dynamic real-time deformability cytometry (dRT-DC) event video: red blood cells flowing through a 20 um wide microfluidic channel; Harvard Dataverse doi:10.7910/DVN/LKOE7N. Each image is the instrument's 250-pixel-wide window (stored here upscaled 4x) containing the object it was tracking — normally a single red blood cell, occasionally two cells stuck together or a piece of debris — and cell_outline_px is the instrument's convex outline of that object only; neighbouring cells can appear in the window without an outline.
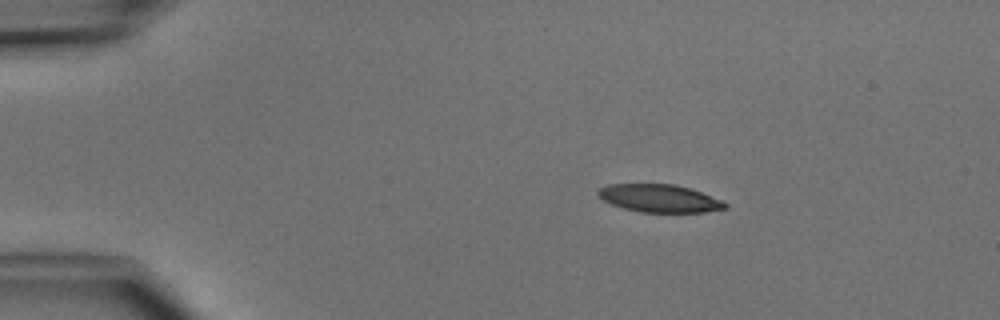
{"species": "common noctule bat (a hibernating species)", "species_latin": "Nyctalus noctula", "temperature_condition": "cold", "stored_images_in_passage": 4, "camera_frame_rate_fps": 3000, "um_per_image_px": 0.085, "animal": {"sex": "male", "body_mass_g": 15.6}, "frame": {"image": 1, "passage_image": 1, "time_ms": 0.0, "image_size_px": [1000, 320], "cell_outline_px": [[728, 208], [704, 212], [640, 212], [624, 208], [612, 204], [596, 196], [596, 192], [600, 188], [608, 184], [672, 184], [688, 188], [724, 200], [728, 204]], "centroid_in_image_um": [56.06, 16.86], "position_along_channel_um": 28.9, "area_um2": 20.58}}
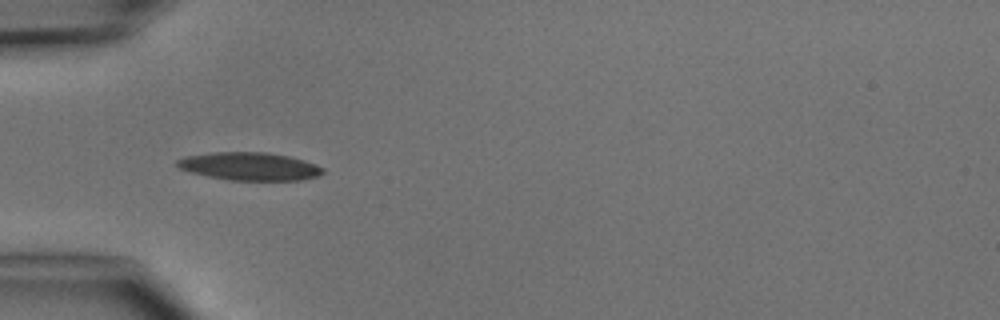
{"frame": {"image": 2, "passage_image": 3, "time_ms": 2.333, "image_size_px": [1000, 320], "cell_outline_px": [[324, 172], [316, 176], [300, 180], [228, 180], [208, 176], [192, 172], [180, 168], [176, 164], [176, 160], [184, 156], [212, 152], [264, 152], [288, 156], [304, 160], [316, 164], [324, 168]], "centroid_in_image_um": [21.2, 14.13], "position_along_channel_um": 63.8, "area_um2": 23.64}}